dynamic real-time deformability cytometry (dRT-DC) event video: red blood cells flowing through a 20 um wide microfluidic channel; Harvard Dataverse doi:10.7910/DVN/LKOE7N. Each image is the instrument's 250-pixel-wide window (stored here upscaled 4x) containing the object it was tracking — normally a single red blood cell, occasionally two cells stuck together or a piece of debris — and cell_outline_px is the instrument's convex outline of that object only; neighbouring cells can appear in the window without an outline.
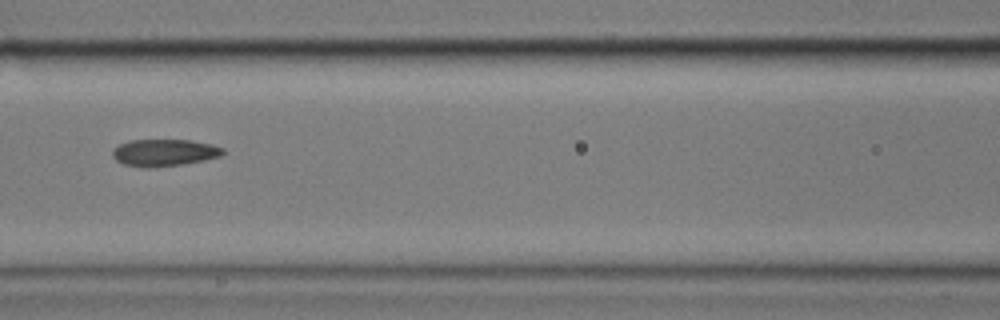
{"species": "common noctule bat (a hibernating species)", "species_latin": "Nyctalus noctula", "temperature_condition": "cold", "stored_images_in_passage": 7, "camera_frame_rate_fps": 3000, "um_per_image_px": 0.085, "animal": {"sex": "male", "body_mass_g": 17.9}, "frame": {"image": 1, "passage_image": 6, "time_ms": 6.0, "image_size_px": [1000, 320], "cell_outline_px": [[224, 152], [220, 156], [204, 160], [184, 164], [148, 168], [140, 168], [124, 164], [116, 160], [112, 156], [112, 148], [128, 140], [192, 140], [212, 144], [224, 148]], "centroid_in_image_um": [13.94, 12.97], "position_along_channel_um": 152.7, "area_um2": 17.57}}